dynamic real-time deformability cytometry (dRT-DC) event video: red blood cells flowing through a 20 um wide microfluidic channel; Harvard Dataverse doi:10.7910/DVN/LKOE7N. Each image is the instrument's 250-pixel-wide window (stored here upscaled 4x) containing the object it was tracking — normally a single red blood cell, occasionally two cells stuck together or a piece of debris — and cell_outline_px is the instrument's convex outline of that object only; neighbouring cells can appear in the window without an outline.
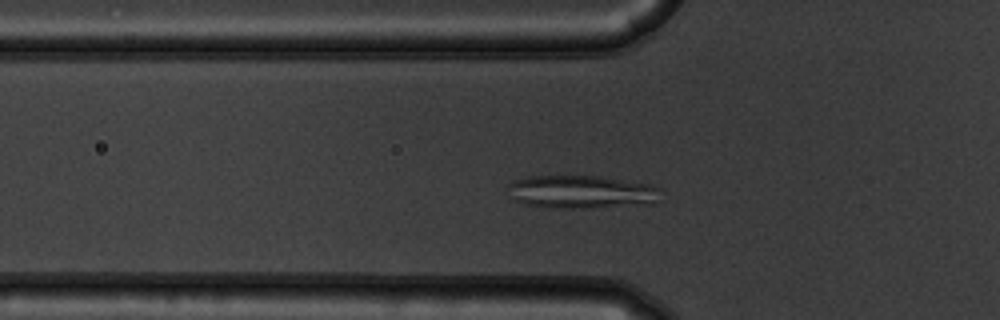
{"species": "common noctule bat (a hibernating species)", "species_latin": "Nyctalus noctula", "temperature_condition": "warm", "stored_images_in_passage": 46, "camera_frame_rate_fps": 3000, "um_per_image_px": 0.085, "animal": {"sex": "male", "body_mass_g": 19.5, "forearm_length_mm": 54.6}, "frame": {"image": 1, "passage_image": 11, "time_ms": 3.333, "image_size_px": [1000, 320], "cell_outline_px": [[660, 188], [652, 204], [576, 208], [552, 208], [528, 204], [512, 200], [508, 184], [512, 180], [528, 176], [600, 176], [648, 184]], "centroid_in_image_um": [49.35, 16.3], "position_along_channel_um": 76.5, "area_um2": 29.19}}
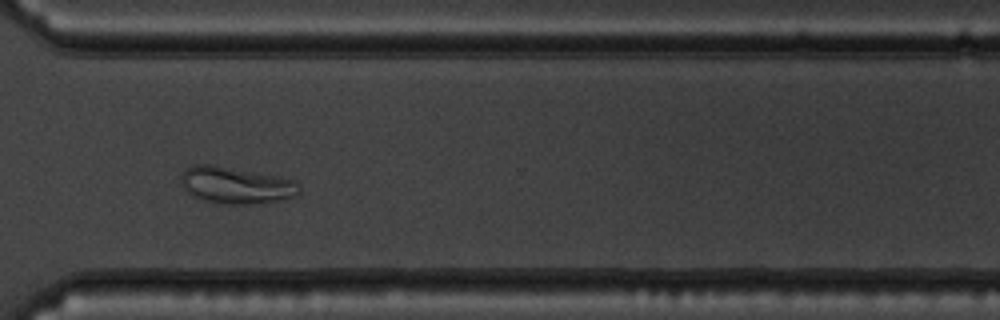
{"frame": {"image": 2, "passage_image": 33, "time_ms": 10.667, "image_size_px": [1000, 320], "cell_outline_px": [[300, 192], [296, 196], [284, 200], [256, 204], [220, 204], [204, 200], [188, 192], [180, 184], [180, 176], [184, 168], [192, 164], [212, 164], [280, 176], [296, 180]], "centroid_in_image_um": [20.06, 15.74], "position_along_channel_um": 350.5, "area_um2": 25.84}}
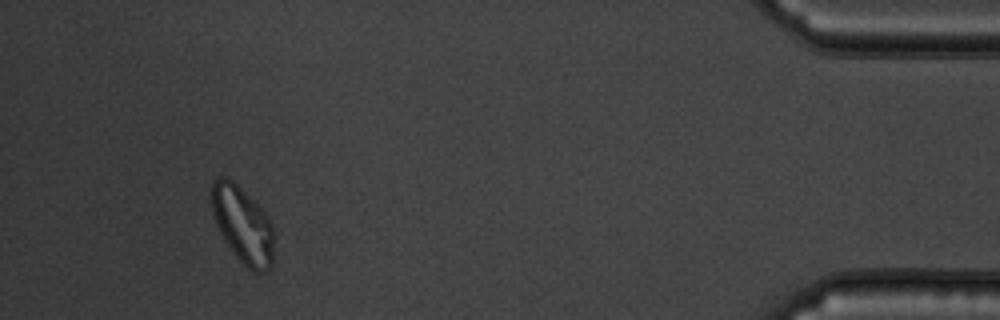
{"frame": {"image": 3, "passage_image": 43, "time_ms": 14.0, "image_size_px": [1000, 320], "cell_outline_px": [[272, 268], [268, 272], [252, 272], [232, 252], [216, 228], [212, 216], [208, 196], [212, 184], [216, 176], [228, 176], [268, 216], [272, 224]], "centroid_in_image_um": [20.55, 19.09], "position_along_channel_um": 414.6, "area_um2": 28.26}}